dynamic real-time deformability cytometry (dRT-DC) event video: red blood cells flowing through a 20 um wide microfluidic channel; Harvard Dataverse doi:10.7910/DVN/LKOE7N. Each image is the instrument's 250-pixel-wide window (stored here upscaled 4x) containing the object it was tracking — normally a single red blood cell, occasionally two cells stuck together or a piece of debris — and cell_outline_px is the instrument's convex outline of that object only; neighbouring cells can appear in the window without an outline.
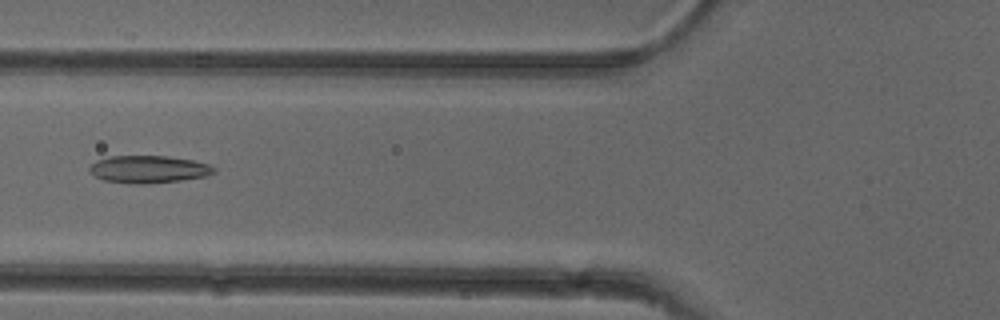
{"species": "common noctule bat (a hibernating species)", "species_latin": "Nyctalus noctula", "temperature_condition": "cold", "stored_images_in_passage": 52, "camera_frame_rate_fps": 3000, "um_per_image_px": 0.085, "animal": {"sex": "female"}, "frame": {"image": 1, "passage_image": 20, "time_ms": 6.333, "image_size_px": [1000, 320], "cell_outline_px": [[216, 172], [204, 176], [180, 180], [140, 184], [132, 184], [104, 180], [96, 176], [88, 168], [96, 160], [112, 156], [168, 156], [192, 160], [208, 164], [216, 168]], "centroid_in_image_um": [12.63, 14.38], "position_along_channel_um": 113.2, "area_um2": 19.65}}
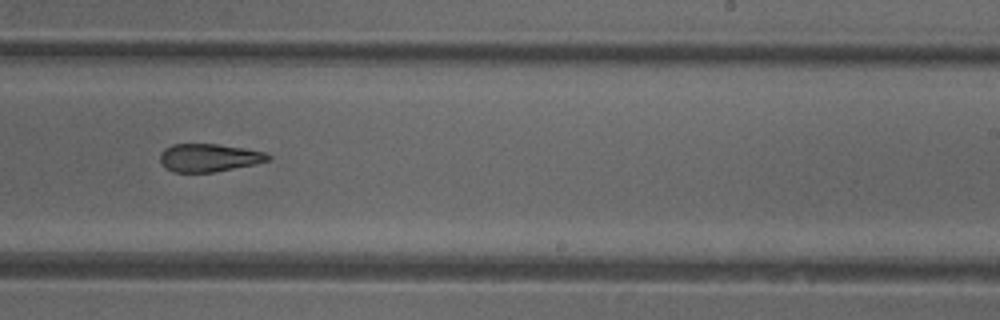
{"frame": {"image": 2, "passage_image": 32, "time_ms": 10.333, "image_size_px": [1000, 320], "cell_outline_px": [[272, 156], [268, 160], [256, 164], [216, 172], [172, 172], [164, 168], [160, 160], [160, 152], [164, 148], [172, 144], [216, 144], [244, 148], [264, 152]], "centroid_in_image_um": [17.73, 13.41], "position_along_channel_um": 271.3, "area_um2": 17.74}}
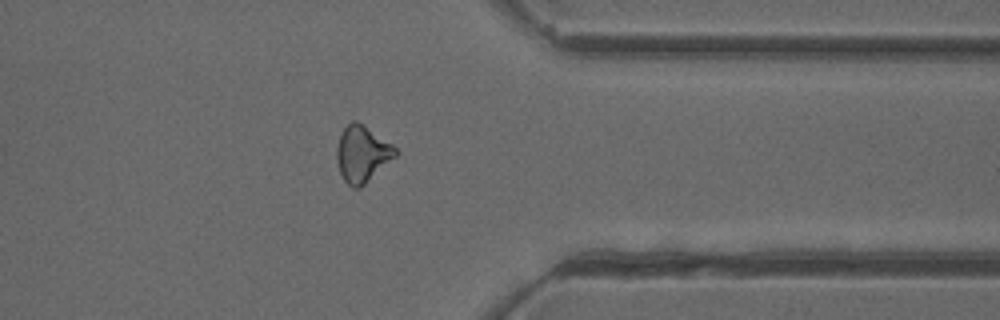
{"frame": {"image": 3, "passage_image": 41, "time_ms": 13.333, "image_size_px": [1000, 320], "cell_outline_px": [[400, 152], [396, 156], [360, 188], [352, 188], [344, 180], [340, 172], [336, 156], [336, 148], [340, 132], [352, 120], [356, 120], [392, 144]], "centroid_in_image_um": [30.77, 13.08], "position_along_channel_um": 380.6, "area_um2": 19.19}, "authors_computed_cell_mechanics": {"area_um2": 19.4786, "velocity_mm_per_s": 3.9486, "shape_relaxation_time_tau1_ms": null, "shape_relaxation_time_tau2_ms": 4.6888, "deformation_change_tau1": null, "deformation_change_tau2": 0.148}}